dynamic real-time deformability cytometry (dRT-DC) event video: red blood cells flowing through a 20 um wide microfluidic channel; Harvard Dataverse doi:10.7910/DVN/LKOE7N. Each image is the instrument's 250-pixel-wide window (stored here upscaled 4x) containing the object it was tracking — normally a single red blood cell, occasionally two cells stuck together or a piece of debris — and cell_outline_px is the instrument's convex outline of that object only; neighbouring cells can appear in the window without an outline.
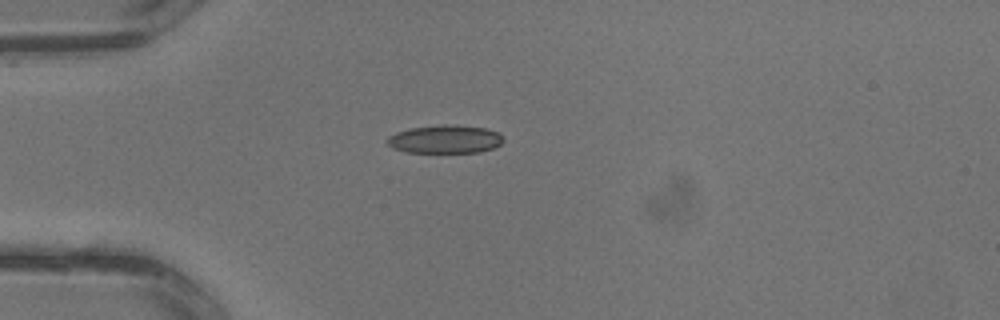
{"species": "common noctule bat (a hibernating species)", "species_latin": "Nyctalus noctula", "temperature_condition": "warm", "stored_images_in_passage": 2, "camera_frame_rate_fps": 3000, "um_per_image_px": 0.085, "animal": {"sex": "male", "body_mass_g": 13.3}, "frame": {"image": 1, "passage_image": 2, "time_ms": 0.333, "image_size_px": [1000, 320], "cell_outline_px": [[504, 140], [500, 144], [492, 148], [480, 152], [408, 152], [392, 148], [384, 140], [388, 136], [396, 132], [408, 128], [444, 124], [484, 128], [500, 132], [504, 136]], "centroid_in_image_um": [37.81, 11.83], "position_along_channel_um": 47.2, "area_um2": 19.19}}